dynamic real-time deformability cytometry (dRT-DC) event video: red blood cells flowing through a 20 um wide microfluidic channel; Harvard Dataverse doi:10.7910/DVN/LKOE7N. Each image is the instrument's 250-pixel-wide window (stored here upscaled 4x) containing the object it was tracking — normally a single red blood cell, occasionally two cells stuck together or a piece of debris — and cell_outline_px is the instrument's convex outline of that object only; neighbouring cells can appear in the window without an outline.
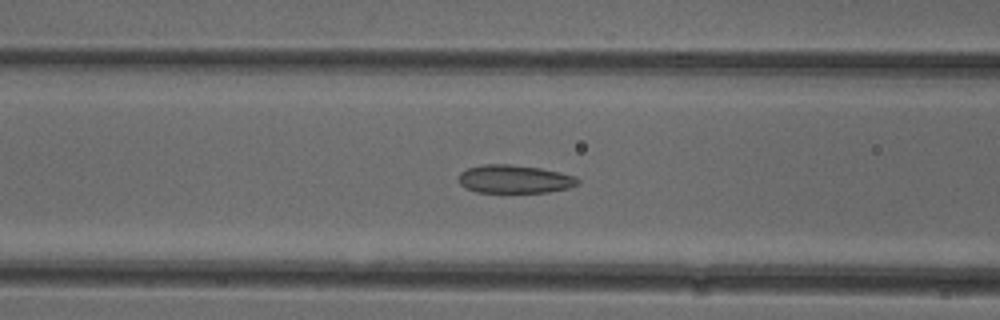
{"species": "common noctule bat (a hibernating species)", "species_latin": "Nyctalus noctula", "temperature_condition": "cold", "stored_images_in_passage": 46, "camera_frame_rate_fps": 3000, "um_per_image_px": 0.085, "animal": {"sex": "female"}, "frame": {"image": 1, "passage_image": 20, "time_ms": 6.333, "image_size_px": [1000, 320], "cell_outline_px": [[580, 184], [568, 188], [548, 192], [476, 192], [464, 188], [456, 180], [460, 172], [468, 168], [484, 164], [512, 164], [540, 168], [560, 172], [576, 176], [580, 180]], "centroid_in_image_um": [43.72, 15.22], "position_along_channel_um": 122.9, "area_um2": 19.88}}
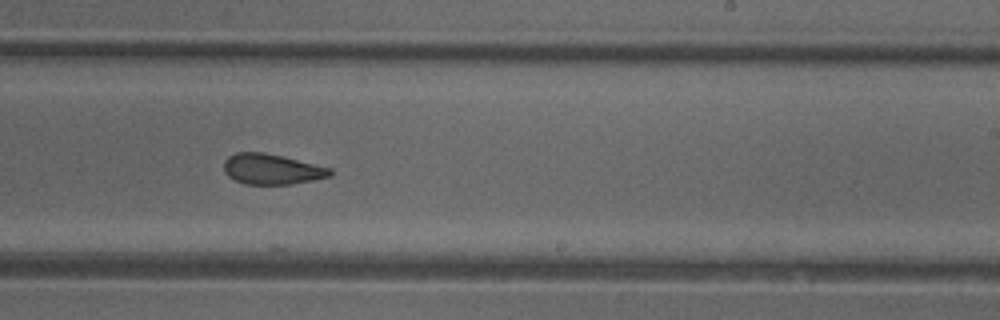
{"frame": {"image": 2, "passage_image": 31, "time_ms": 10.0, "image_size_px": [1000, 320], "cell_outline_px": [[332, 176], [292, 184], [248, 184], [236, 180], [228, 176], [224, 172], [224, 160], [228, 156], [236, 152], [260, 152], [284, 156], [332, 168]], "centroid_in_image_um": [23.11, 14.37], "position_along_channel_um": 265.9, "area_um2": 18.9}}
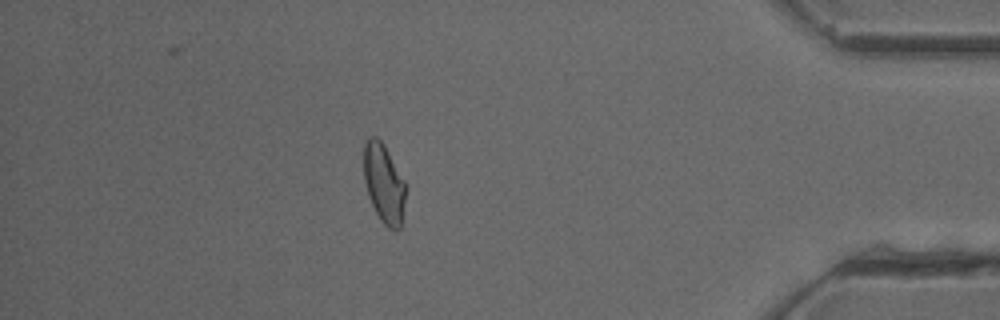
{"frame": {"image": 3, "passage_image": 45, "time_ms": 14.667, "image_size_px": [1000, 320], "cell_outline_px": [[404, 204], [400, 228], [396, 232], [388, 228], [380, 220], [368, 196], [364, 180], [364, 140], [368, 136], [376, 136], [384, 144], [404, 180]], "centroid_in_image_um": [32.6, 15.57], "position_along_channel_um": 402.6, "area_um2": 19.25}, "authors_computed_cell_mechanics": {"area_um2": 19.8254, "velocity_mm_per_s": 3.8955, "shape_relaxation_time_tau1_ms": 8.5284, "shape_relaxation_time_tau2_ms": 2.433, "deformation_change_tau1": 0.1474, "deformation_change_tau2": 0.0663}}